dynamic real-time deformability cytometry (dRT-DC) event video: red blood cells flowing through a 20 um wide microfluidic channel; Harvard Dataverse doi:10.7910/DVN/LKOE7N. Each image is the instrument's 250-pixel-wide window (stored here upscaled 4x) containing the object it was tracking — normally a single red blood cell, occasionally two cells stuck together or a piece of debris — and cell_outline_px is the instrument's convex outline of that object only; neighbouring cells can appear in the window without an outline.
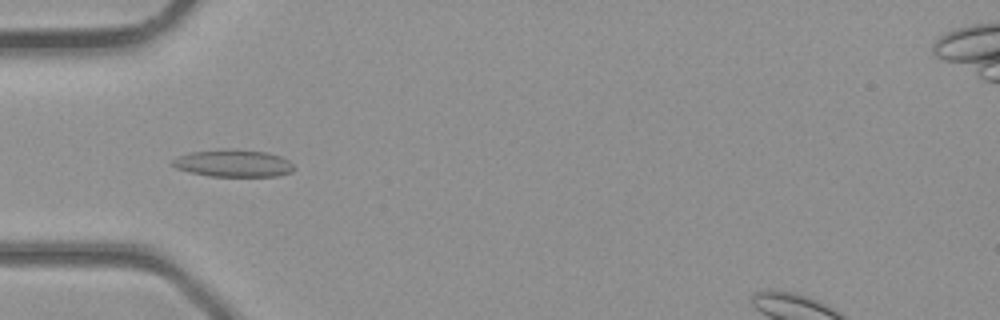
{"species": "common noctule bat (a hibernating species)", "species_latin": "Nyctalus noctula", "temperature_condition": "room temperature", "stored_images_in_passage": 40, "camera_frame_rate_fps": 3000, "um_per_image_px": 0.085, "animal": {"sex": "male", "body_mass_g": 23.1, "forearm_length_mm": 52.7}, "frame": {"image": 1, "passage_image": 13, "time_ms": 4.0, "image_size_px": [1000, 320], "cell_outline_px": [[296, 168], [292, 172], [276, 176], [208, 176], [188, 172], [176, 168], [172, 164], [172, 160], [176, 156], [188, 152], [224, 148], [232, 148], [268, 152], [280, 156], [288, 160]], "centroid_in_image_um": [19.81, 13.86], "position_along_channel_um": 65.2, "area_um2": 19.71}}
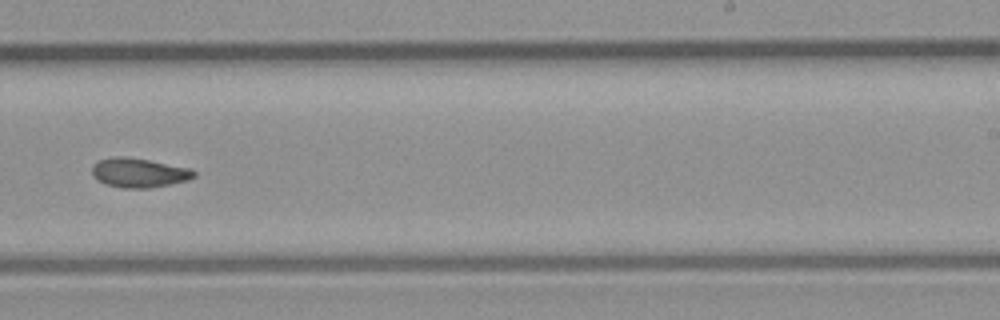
{"frame": {"image": 2, "passage_image": 25, "time_ms": 8.0, "image_size_px": [1000, 320], "cell_outline_px": [[196, 176], [188, 180], [148, 188], [124, 188], [108, 184], [92, 176], [92, 164], [100, 160], [112, 156], [124, 156], [148, 160], [192, 168], [196, 172]], "centroid_in_image_um": [11.82, 14.67], "position_along_channel_um": 277.2, "area_um2": 17.34}}
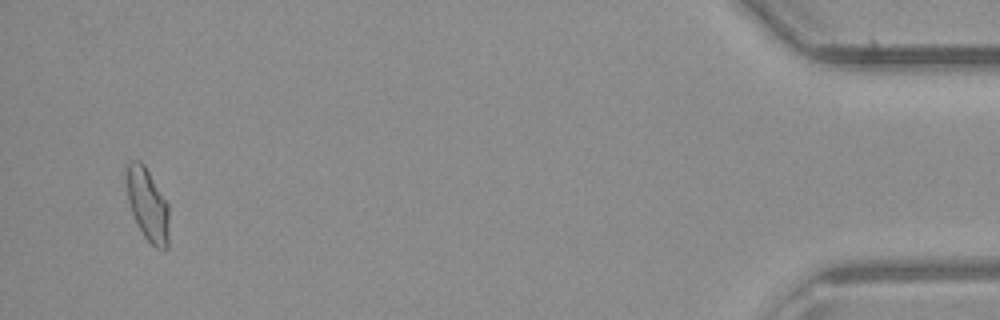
{"frame": {"image": 3, "passage_image": 38, "time_ms": 12.333, "image_size_px": [1000, 320], "cell_outline_px": [[168, 248], [156, 248], [144, 236], [132, 212], [128, 200], [128, 164], [132, 160], [140, 160], [144, 164], [168, 204]], "centroid_in_image_um": [12.58, 17.41], "position_along_channel_um": 422.6, "area_um2": 17.34}}